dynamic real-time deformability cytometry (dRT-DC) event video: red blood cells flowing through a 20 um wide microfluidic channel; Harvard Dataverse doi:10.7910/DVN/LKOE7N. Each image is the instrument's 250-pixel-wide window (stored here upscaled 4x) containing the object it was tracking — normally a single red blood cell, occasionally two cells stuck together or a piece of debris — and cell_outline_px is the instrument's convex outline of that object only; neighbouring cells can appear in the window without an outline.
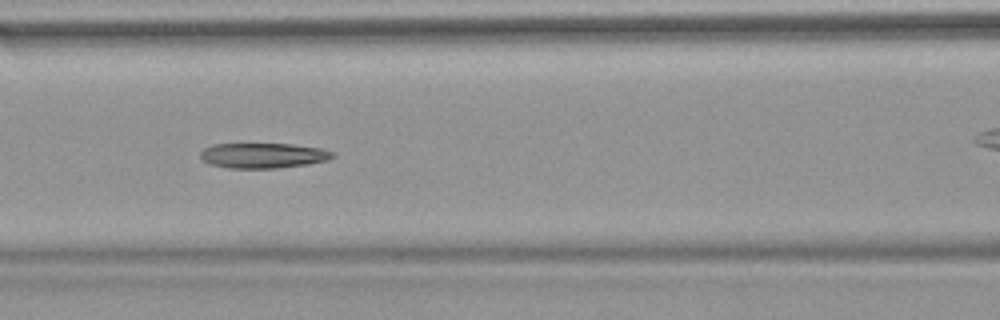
{"species": "common noctule bat (a hibernating species)", "species_latin": "Nyctalus noctula", "temperature_condition": "warm", "stored_images_in_passage": 15, "camera_frame_rate_fps": 3000, "um_per_image_px": 0.085, "animal": {"sex": "female", "body_mass_g": 18.4}, "frame": {"image": 1, "passage_image": 9, "time_ms": 2.667, "image_size_px": [1000, 320], "cell_outline_px": [[336, 156], [328, 160], [308, 164], [276, 168], [228, 168], [208, 164], [200, 156], [200, 152], [204, 148], [212, 144], [292, 144], [320, 148], [336, 152]], "centroid_in_image_um": [22.39, 13.22], "position_along_channel_um": 144.2, "area_um2": 19.54}}